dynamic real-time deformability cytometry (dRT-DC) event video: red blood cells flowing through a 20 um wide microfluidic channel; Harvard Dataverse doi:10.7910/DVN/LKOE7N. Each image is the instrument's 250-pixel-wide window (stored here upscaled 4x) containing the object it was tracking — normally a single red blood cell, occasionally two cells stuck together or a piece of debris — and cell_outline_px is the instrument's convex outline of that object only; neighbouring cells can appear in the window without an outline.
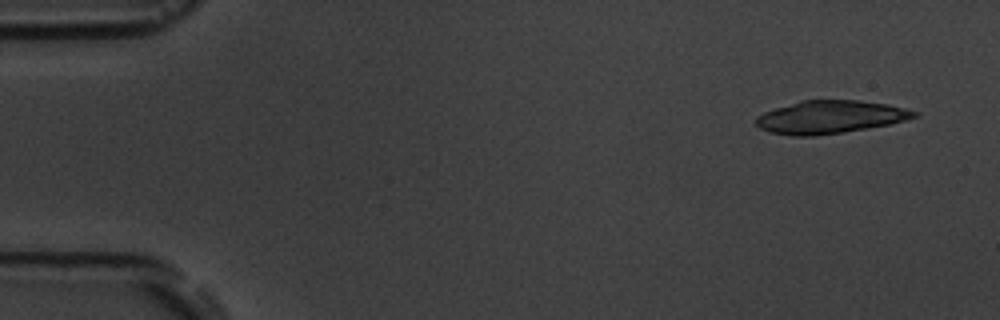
{"species": "common noctule bat (a hibernating species)", "species_latin": "Nyctalus noctula", "temperature_condition": "room temperature", "stored_images_in_passage": 6, "camera_frame_rate_fps": 3000, "um_per_image_px": 0.085, "animal": {"sex": "male", "body_mass_g": 19.5, "forearm_length_mm": 54.6}, "frame": {"image": 1, "passage_image": 1, "time_ms": 0.0, "image_size_px": [1000, 320], "cell_outline_px": [[920, 116], [888, 124], [844, 132], [812, 136], [792, 136], [768, 132], [760, 128], [756, 124], [756, 116], [764, 112], [800, 100], [860, 100], [888, 104], [904, 108], [916, 112]], "centroid_in_image_um": [70.53, 9.95], "position_along_channel_um": 14.5, "area_um2": 30.23}}